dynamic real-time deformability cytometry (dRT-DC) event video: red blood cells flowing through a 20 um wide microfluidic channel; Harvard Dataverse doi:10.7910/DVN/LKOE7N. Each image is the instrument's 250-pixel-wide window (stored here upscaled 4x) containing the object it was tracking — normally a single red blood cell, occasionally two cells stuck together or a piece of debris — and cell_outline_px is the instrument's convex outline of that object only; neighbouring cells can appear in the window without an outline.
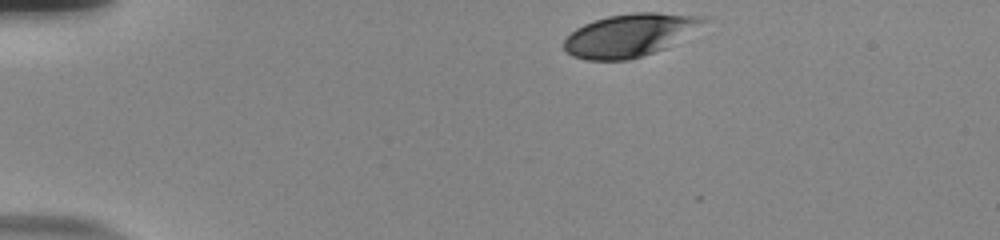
{"species": "human", "species_latin": "Homo sapiens", "temperature_condition": "room temperature", "stored_images_in_passage": 37, "camera_frame_rate_fps": 3000, "um_per_image_px": 0.085, "donor": {"sex": "male"}, "frame": {"image": 1, "passage_image": 1, "time_ms": 0.0, "image_size_px": [1000, 240], "cell_outline_px": [[712, 20], [664, 48], [628, 60], [588, 60], [572, 56], [564, 48], [564, 40], [576, 28], [584, 24], [608, 16], [632, 12], [656, 12], [704, 16]], "centroid_in_image_um": [53.55, 2.97], "position_along_channel_um": 31.5, "area_um2": 34.56}}
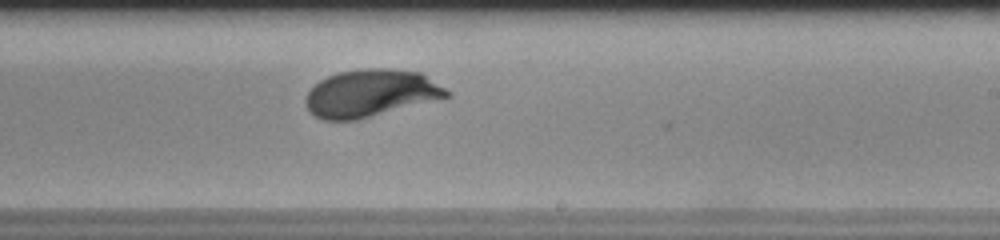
{"frame": {"image": 2, "passage_image": 25, "time_ms": 8.0, "image_size_px": [1000, 240], "cell_outline_px": [[452, 96], [356, 120], [324, 120], [316, 116], [308, 108], [308, 92], [320, 80], [328, 76], [340, 72], [364, 68], [392, 68], [420, 72], [452, 92]], "centroid_in_image_um": [31.58, 7.91], "position_along_channel_um": 257.4, "area_um2": 38.55}}
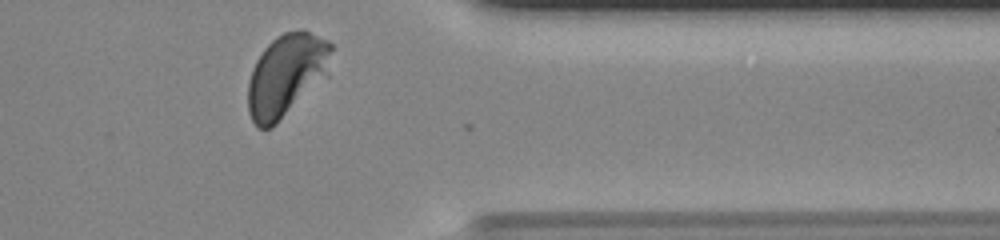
{"frame": {"image": 3, "passage_image": 36, "time_ms": 11.667, "image_size_px": [1000, 240], "cell_outline_px": [[332, 48], [320, 72], [276, 124], [272, 128], [256, 128], [248, 112], [248, 80], [252, 68], [256, 60], [264, 48], [276, 36], [284, 32], [300, 28], [304, 28], [328, 40], [332, 44]], "centroid_in_image_um": [24.17, 6.3], "position_along_channel_um": 387.2, "area_um2": 37.63}, "authors_computed_cell_mechanics": {"area_um2": 38.5526, "velocity_mm_per_s": 3.7605, "shape_relaxation_time_tau1_ms": 2.4047, "shape_relaxation_time_tau2_ms": null, "deformation_change_tau1": 0.142, "deformation_change_tau2": null}}